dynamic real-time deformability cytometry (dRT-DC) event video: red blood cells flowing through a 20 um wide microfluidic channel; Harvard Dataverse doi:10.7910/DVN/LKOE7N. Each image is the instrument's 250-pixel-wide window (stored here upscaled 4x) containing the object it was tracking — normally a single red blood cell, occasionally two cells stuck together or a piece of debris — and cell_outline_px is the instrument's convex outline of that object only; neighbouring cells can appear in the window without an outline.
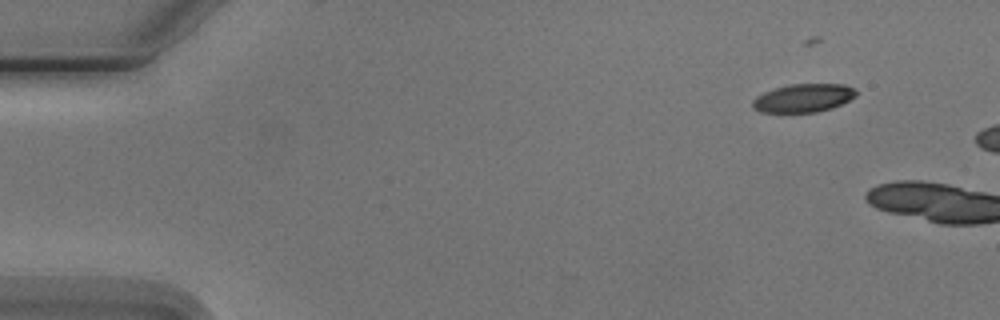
{"species": "Egyptian fruit bat (a non-hibernating species)", "species_latin": "Rousettus aegyptiacus", "temperature_condition": "cold", "stored_images_in_passage": 7, "camera_frame_rate_fps": 3000, "um_per_image_px": 0.085, "animal": {"sex": "male"}, "frame": {"image": 1, "passage_image": 1, "time_ms": 0.0, "image_size_px": [1000, 320], "cell_outline_px": [[856, 96], [832, 108], [816, 112], [760, 112], [752, 108], [752, 100], [756, 96], [764, 92], [776, 88], [792, 84], [844, 84], [856, 88]], "centroid_in_image_um": [68.28, 8.33], "position_along_channel_um": 16.7, "area_um2": 17.05}}
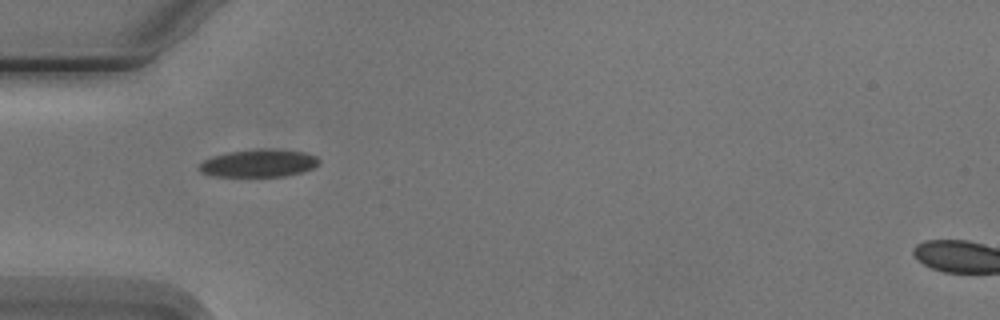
{"frame": {"image": 2, "passage_image": 6, "time_ms": 7.0, "image_size_px": [1000, 320], "cell_outline_px": [[320, 164], [312, 168], [300, 172], [284, 176], [216, 176], [200, 172], [196, 168], [204, 160], [212, 156], [228, 152], [264, 148], [272, 148], [304, 152], [316, 156], [320, 160]], "centroid_in_image_um": [21.99, 13.86], "position_along_channel_um": 63.0, "area_um2": 19.36}}
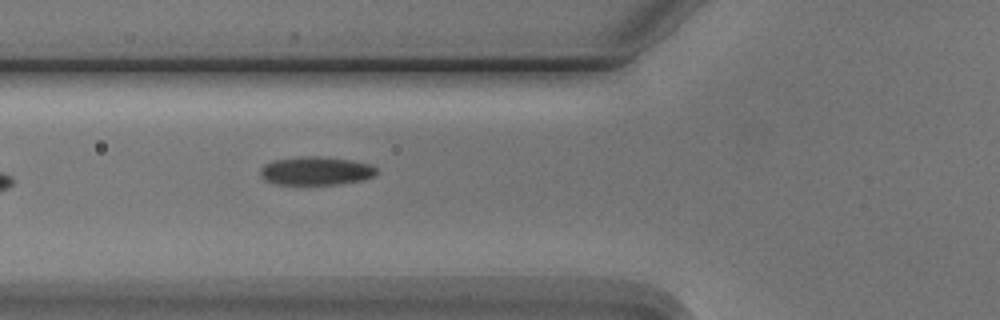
{"frame": {"image": 3, "passage_image": 7, "time_ms": 8.0, "image_size_px": [1000, 320], "cell_outline_px": [[376, 172], [372, 176], [360, 180], [336, 184], [276, 184], [264, 180], [260, 176], [260, 168], [264, 164], [276, 160], [300, 156], [316, 156], [352, 160], [372, 164], [376, 168]], "centroid_in_image_um": [26.82, 14.51], "position_along_channel_um": 99.0, "area_um2": 19.13}}